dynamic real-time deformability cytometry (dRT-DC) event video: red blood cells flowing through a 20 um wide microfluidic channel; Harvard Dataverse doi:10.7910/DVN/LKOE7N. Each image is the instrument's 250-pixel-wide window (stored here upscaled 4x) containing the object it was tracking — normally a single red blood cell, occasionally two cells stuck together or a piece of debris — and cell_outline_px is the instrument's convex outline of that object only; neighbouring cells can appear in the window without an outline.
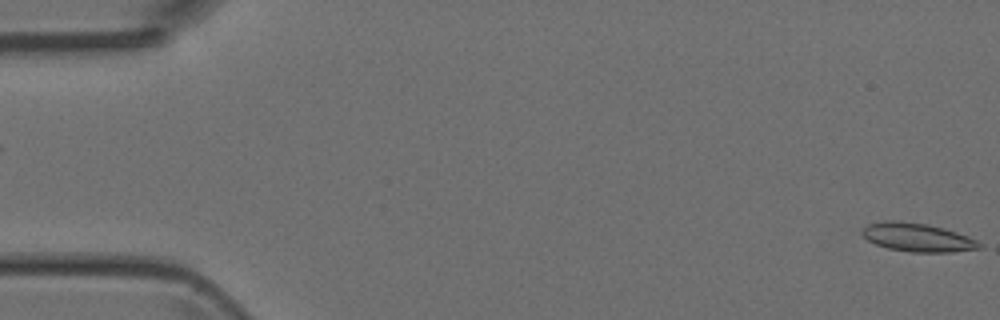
{"species": "Egyptian fruit bat (a non-hibernating species)", "species_latin": "Rousettus aegyptiacus", "temperature_condition": "room temperature", "stored_images_in_passage": 4, "camera_frame_rate_fps": 3000, "um_per_image_px": 0.085, "animal": {"sex": "female"}, "frame": {"image": 1, "passage_image": 1, "time_ms": 0.0, "image_size_px": [1000, 320], "cell_outline_px": [[984, 248], [952, 252], [908, 252], [888, 248], [876, 244], [868, 240], [860, 232], [868, 224], [888, 220], [900, 220], [928, 224], [944, 228], [968, 236], [984, 244]], "centroid_in_image_um": [78.03, 20.18], "position_along_channel_um": 7.0, "area_um2": 19.65}}